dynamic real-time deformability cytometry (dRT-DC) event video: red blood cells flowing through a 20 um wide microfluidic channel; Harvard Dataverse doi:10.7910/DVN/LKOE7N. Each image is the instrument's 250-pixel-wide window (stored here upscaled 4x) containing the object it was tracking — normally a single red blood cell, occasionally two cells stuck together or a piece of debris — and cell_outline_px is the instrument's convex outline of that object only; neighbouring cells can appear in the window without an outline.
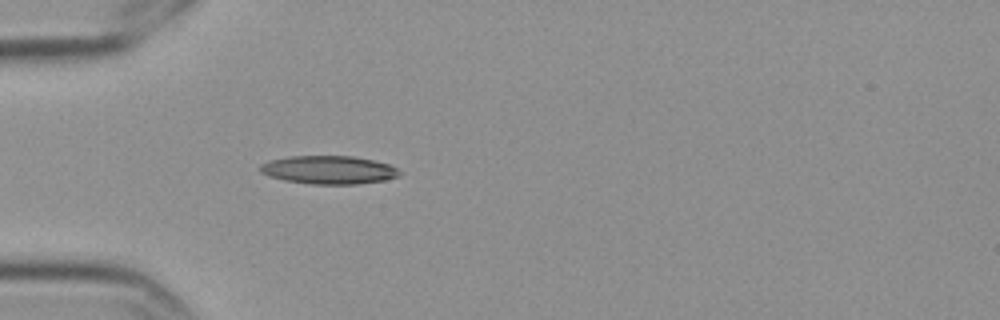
{"species": "Egyptian fruit bat (a non-hibernating species)", "species_latin": "Rousettus aegyptiacus", "temperature_condition": "cold", "stored_images_in_passage": 1, "camera_frame_rate_fps": 3000, "um_per_image_px": 0.085, "frame": {"image": 1, "passage_image": 1, "time_ms": 0.0, "image_size_px": [1000, 320], "cell_outline_px": [[400, 176], [384, 180], [356, 184], [312, 184], [284, 180], [268, 176], [260, 172], [260, 164], [268, 160], [288, 156], [352, 156], [372, 160], [388, 164], [396, 168], [400, 172]], "centroid_in_image_um": [27.9, 14.44], "position_along_channel_um": 57.1, "area_um2": 22.95}}